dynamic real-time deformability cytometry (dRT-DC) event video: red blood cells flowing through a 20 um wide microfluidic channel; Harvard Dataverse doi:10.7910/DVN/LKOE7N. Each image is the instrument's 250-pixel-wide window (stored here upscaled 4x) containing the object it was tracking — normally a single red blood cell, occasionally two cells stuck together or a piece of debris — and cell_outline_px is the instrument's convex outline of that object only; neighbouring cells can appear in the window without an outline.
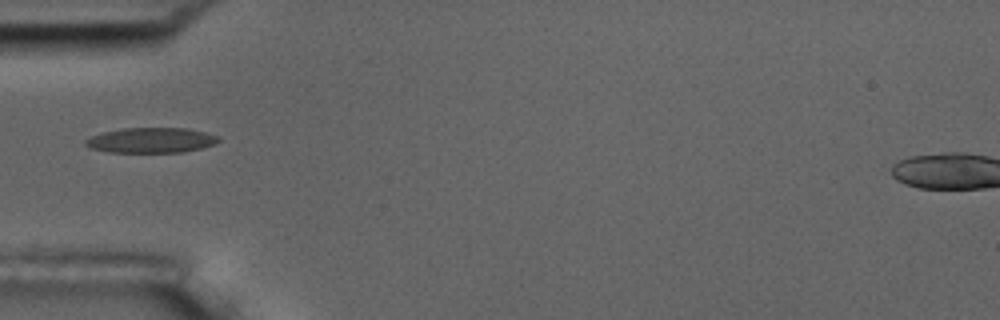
{"species": "common noctule bat (a hibernating species)", "species_latin": "Nyctalus noctula", "temperature_condition": "room temperature", "stored_images_in_passage": 10, "camera_frame_rate_fps": 3000, "um_per_image_px": 0.085, "animal": {"sex": "male", "body_mass_g": 17.5, "forearm_length_mm": 52.3}, "frame": {"image": 1, "passage_image": 5, "time_ms": 5.667, "image_size_px": [1000, 320], "cell_outline_px": [[220, 140], [216, 144], [184, 152], [108, 152], [92, 148], [84, 144], [84, 140], [100, 132], [124, 128], [188, 128], [220, 136]], "centroid_in_image_um": [12.86, 11.91], "position_along_channel_um": 72.1, "area_um2": 19.59}}
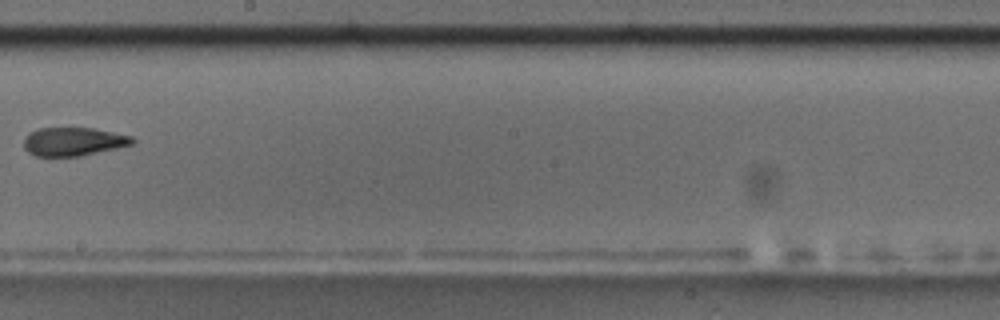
{"frame": {"image": 2, "passage_image": 9, "time_ms": 10.333, "image_size_px": [1000, 320], "cell_outline_px": [[136, 140], [132, 144], [116, 148], [80, 156], [36, 156], [28, 152], [24, 148], [24, 136], [28, 132], [36, 128], [92, 128], [132, 136]], "centroid_in_image_um": [6.19, 12.03], "position_along_channel_um": 242.0, "area_um2": 18.03}}
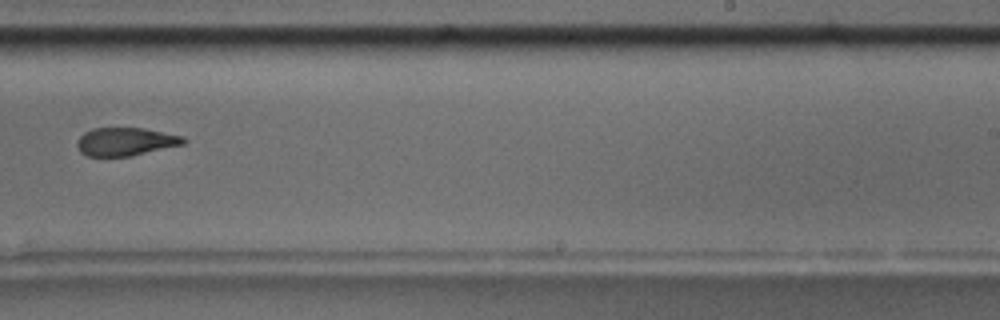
{"frame": {"image": 3, "passage_image": 10, "time_ms": 11.333, "image_size_px": [1000, 320], "cell_outline_px": [[188, 140], [184, 144], [132, 156], [88, 156], [80, 152], [76, 144], [76, 140], [84, 132], [92, 128], [144, 128], [184, 136]], "centroid_in_image_um": [10.68, 12.03], "position_along_channel_um": 278.3, "area_um2": 17.63}}